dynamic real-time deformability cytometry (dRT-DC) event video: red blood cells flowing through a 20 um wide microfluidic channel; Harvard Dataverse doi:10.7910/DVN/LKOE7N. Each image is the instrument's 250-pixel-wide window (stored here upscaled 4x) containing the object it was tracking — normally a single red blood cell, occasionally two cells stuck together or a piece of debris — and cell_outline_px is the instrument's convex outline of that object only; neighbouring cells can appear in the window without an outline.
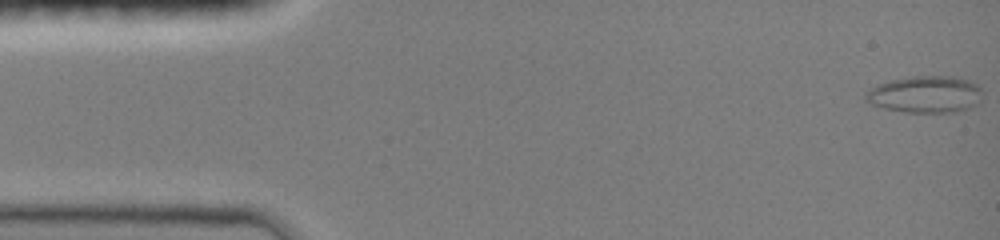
{"species": "common noctule bat (a hibernating species)", "species_latin": "Nyctalus noctula", "temperature_condition": "room temperature", "stored_images_in_passage": 48, "camera_frame_rate_fps": 3000, "um_per_image_px": 0.085, "animal": {"sex": "female", "body_mass_g": 19.0, "forearm_length_mm": 51.5}, "frame": {"image": 1, "passage_image": 1, "time_ms": 0.0, "image_size_px": [1000, 240], "cell_outline_px": [[980, 100], [976, 104], [968, 108], [956, 112], [904, 112], [884, 108], [872, 104], [864, 100], [864, 92], [876, 84], [888, 80], [912, 76], [956, 76], [968, 80], [976, 84], [980, 88]], "centroid_in_image_um": [78.59, 8.01], "position_along_channel_um": 6.4, "area_um2": 25.26}}
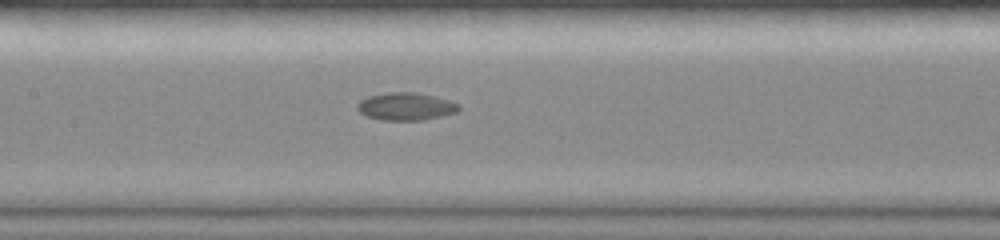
{"frame": {"image": 2, "passage_image": 23, "time_ms": 7.333, "image_size_px": [1000, 240], "cell_outline_px": [[460, 108], [456, 112], [424, 120], [384, 120], [368, 116], [360, 112], [356, 108], [356, 104], [360, 100], [368, 96], [388, 92], [416, 92], [448, 100], [460, 104]], "centroid_in_image_um": [34.48, 9.04], "position_along_channel_um": 172.9, "area_um2": 16.24}}
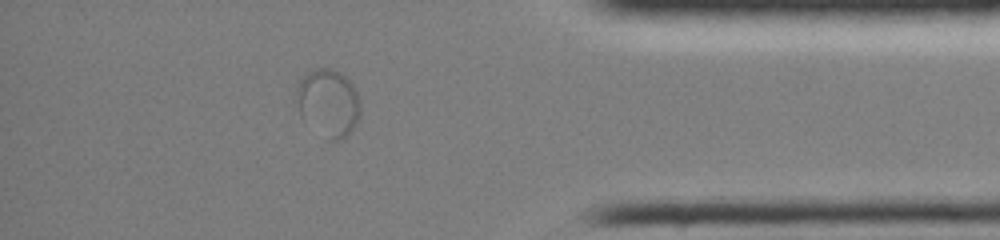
{"frame": {"image": 3, "passage_image": 42, "time_ms": 13.667, "image_size_px": [1000, 240], "cell_outline_px": [[360, 116], [356, 124], [340, 140], [328, 140], [300, 116], [296, 92], [300, 80], [312, 68], [332, 68], [340, 72], [352, 84], [360, 100]], "centroid_in_image_um": [27.91, 8.72], "position_along_channel_um": 407.3, "area_um2": 24.91}}